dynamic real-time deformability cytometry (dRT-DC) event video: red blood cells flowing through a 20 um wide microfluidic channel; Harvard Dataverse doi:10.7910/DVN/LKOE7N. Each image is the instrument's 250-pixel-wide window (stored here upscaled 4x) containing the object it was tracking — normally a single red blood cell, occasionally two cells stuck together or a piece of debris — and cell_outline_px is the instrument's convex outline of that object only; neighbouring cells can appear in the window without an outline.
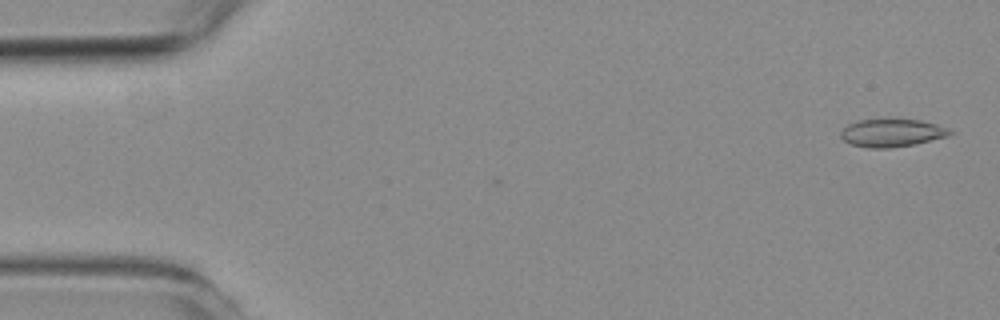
{"species": "common noctule bat (a hibernating species)", "species_latin": "Nyctalus noctula", "temperature_condition": "room temperature", "stored_images_in_passage": 2, "camera_frame_rate_fps": 3000, "um_per_image_px": 0.085, "animal": {"sex": "female", "body_mass_g": 19.3, "forearm_length_mm": 54.1}, "frame": {"image": 1, "passage_image": 2, "time_ms": 0.333, "image_size_px": [1000, 320], "cell_outline_px": [[956, 132], [948, 136], [912, 144], [892, 148], [868, 148], [852, 144], [844, 140], [840, 136], [840, 132], [848, 124], [860, 120], [896, 116], [920, 120], [936, 124], [948, 128]], "centroid_in_image_um": [75.82, 11.24], "position_along_channel_um": 9.2, "area_um2": 18.32}}